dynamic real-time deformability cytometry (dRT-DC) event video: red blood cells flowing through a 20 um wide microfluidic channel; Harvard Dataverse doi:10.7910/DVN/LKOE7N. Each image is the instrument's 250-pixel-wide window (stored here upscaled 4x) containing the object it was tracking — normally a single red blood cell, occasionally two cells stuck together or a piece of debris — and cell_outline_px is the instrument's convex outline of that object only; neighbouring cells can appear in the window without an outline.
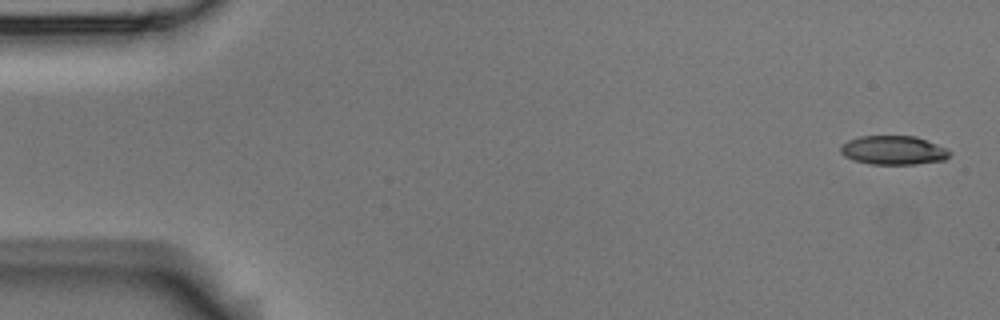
{"species": "Egyptian fruit bat (a non-hibernating species)", "species_latin": "Rousettus aegyptiacus", "temperature_condition": "room temperature", "stored_images_in_passage": 5, "camera_frame_rate_fps": 3000, "um_per_image_px": 0.085, "animal": {"sex": "male"}, "frame": {"image": 1, "passage_image": 1, "time_ms": 0.0, "image_size_px": [1000, 320], "cell_outline_px": [[952, 152], [944, 160], [916, 164], [872, 164], [852, 160], [844, 156], [840, 152], [840, 144], [848, 140], [860, 136], [916, 136], [948, 148]], "centroid_in_image_um": [75.93, 12.76], "position_along_channel_um": 9.1, "area_um2": 18.55}}
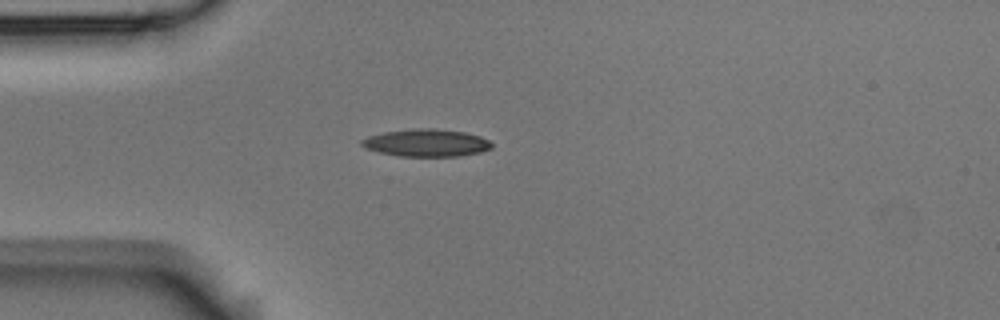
{"frame": {"image": 2, "passage_image": 5, "time_ms": 1.333, "image_size_px": [1000, 320], "cell_outline_px": [[492, 148], [480, 152], [460, 156], [400, 156], [380, 152], [364, 148], [360, 144], [360, 140], [368, 136], [384, 132], [412, 128], [432, 128], [464, 132], [480, 136], [488, 140], [492, 144]], "centroid_in_image_um": [36.22, 12.14], "position_along_channel_um": 48.8, "area_um2": 20.81}}